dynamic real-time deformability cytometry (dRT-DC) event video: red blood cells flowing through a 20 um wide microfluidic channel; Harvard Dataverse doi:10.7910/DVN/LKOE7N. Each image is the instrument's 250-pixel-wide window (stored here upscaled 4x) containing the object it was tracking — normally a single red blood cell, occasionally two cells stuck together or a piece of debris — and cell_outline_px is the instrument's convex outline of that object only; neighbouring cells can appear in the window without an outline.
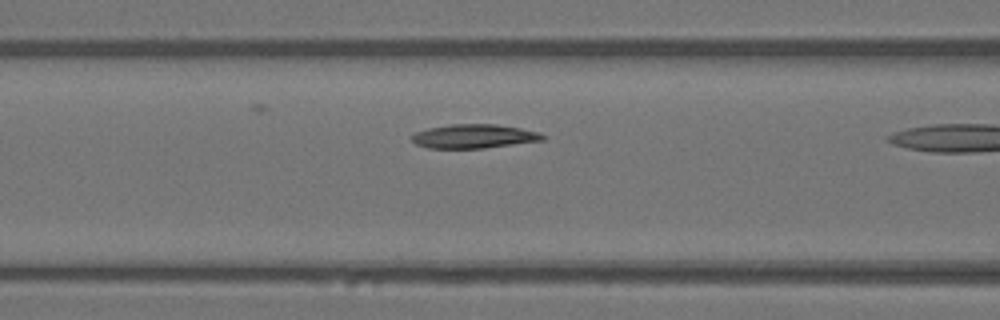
{"species": "Egyptian fruit bat (a non-hibernating species)", "species_latin": "Rousettus aegyptiacus", "temperature_condition": "warm", "stored_images_in_passage": 7, "camera_frame_rate_fps": 3000, "um_per_image_px": 0.085, "animal": {"sex": "female"}, "frame": {"image": 1, "passage_image": 6, "time_ms": 1.667, "image_size_px": [1000, 320], "cell_outline_px": [[544, 140], [484, 148], [428, 148], [416, 144], [412, 140], [412, 136], [416, 132], [428, 128], [448, 124], [496, 124], [520, 128], [540, 132], [544, 136]], "centroid_in_image_um": [40.28, 11.58], "position_along_channel_um": 126.3, "area_um2": 18.21}}